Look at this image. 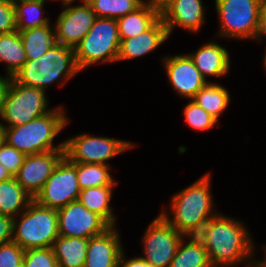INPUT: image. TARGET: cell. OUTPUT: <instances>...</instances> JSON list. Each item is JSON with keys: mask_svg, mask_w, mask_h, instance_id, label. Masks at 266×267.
<instances>
[{"mask_svg": "<svg viewBox=\"0 0 266 267\" xmlns=\"http://www.w3.org/2000/svg\"><path fill=\"white\" fill-rule=\"evenodd\" d=\"M11 80L12 77L8 74L6 75V77L0 76V113Z\"/></svg>", "mask_w": 266, "mask_h": 267, "instance_id": "obj_39", "label": "cell"}, {"mask_svg": "<svg viewBox=\"0 0 266 267\" xmlns=\"http://www.w3.org/2000/svg\"><path fill=\"white\" fill-rule=\"evenodd\" d=\"M266 37V11L262 8L260 12L259 28L255 40H262Z\"/></svg>", "mask_w": 266, "mask_h": 267, "instance_id": "obj_40", "label": "cell"}, {"mask_svg": "<svg viewBox=\"0 0 266 267\" xmlns=\"http://www.w3.org/2000/svg\"><path fill=\"white\" fill-rule=\"evenodd\" d=\"M162 61L167 81L181 98L192 100L208 82L188 54L168 55L163 57Z\"/></svg>", "mask_w": 266, "mask_h": 267, "instance_id": "obj_14", "label": "cell"}, {"mask_svg": "<svg viewBox=\"0 0 266 267\" xmlns=\"http://www.w3.org/2000/svg\"><path fill=\"white\" fill-rule=\"evenodd\" d=\"M24 252L14 241L0 244V267H22Z\"/></svg>", "mask_w": 266, "mask_h": 267, "instance_id": "obj_34", "label": "cell"}, {"mask_svg": "<svg viewBox=\"0 0 266 267\" xmlns=\"http://www.w3.org/2000/svg\"><path fill=\"white\" fill-rule=\"evenodd\" d=\"M58 237L57 210L42 206L34 199L13 219L12 241L24 250L52 247Z\"/></svg>", "mask_w": 266, "mask_h": 267, "instance_id": "obj_5", "label": "cell"}, {"mask_svg": "<svg viewBox=\"0 0 266 267\" xmlns=\"http://www.w3.org/2000/svg\"><path fill=\"white\" fill-rule=\"evenodd\" d=\"M44 0H13L17 31L48 25Z\"/></svg>", "mask_w": 266, "mask_h": 267, "instance_id": "obj_27", "label": "cell"}, {"mask_svg": "<svg viewBox=\"0 0 266 267\" xmlns=\"http://www.w3.org/2000/svg\"><path fill=\"white\" fill-rule=\"evenodd\" d=\"M160 12L146 4L117 19L120 39H128L148 30L159 18Z\"/></svg>", "mask_w": 266, "mask_h": 267, "instance_id": "obj_22", "label": "cell"}, {"mask_svg": "<svg viewBox=\"0 0 266 267\" xmlns=\"http://www.w3.org/2000/svg\"><path fill=\"white\" fill-rule=\"evenodd\" d=\"M120 241L116 226L89 238L84 267H118L124 251Z\"/></svg>", "mask_w": 266, "mask_h": 267, "instance_id": "obj_17", "label": "cell"}, {"mask_svg": "<svg viewBox=\"0 0 266 267\" xmlns=\"http://www.w3.org/2000/svg\"><path fill=\"white\" fill-rule=\"evenodd\" d=\"M98 18L119 19L143 4L142 0H86Z\"/></svg>", "mask_w": 266, "mask_h": 267, "instance_id": "obj_30", "label": "cell"}, {"mask_svg": "<svg viewBox=\"0 0 266 267\" xmlns=\"http://www.w3.org/2000/svg\"><path fill=\"white\" fill-rule=\"evenodd\" d=\"M79 195L77 164L64 156L34 200L42 206L58 210L78 200Z\"/></svg>", "mask_w": 266, "mask_h": 267, "instance_id": "obj_10", "label": "cell"}, {"mask_svg": "<svg viewBox=\"0 0 266 267\" xmlns=\"http://www.w3.org/2000/svg\"><path fill=\"white\" fill-rule=\"evenodd\" d=\"M33 199L17 182L15 176L0 182L1 215L14 219L27 208Z\"/></svg>", "mask_w": 266, "mask_h": 267, "instance_id": "obj_20", "label": "cell"}, {"mask_svg": "<svg viewBox=\"0 0 266 267\" xmlns=\"http://www.w3.org/2000/svg\"><path fill=\"white\" fill-rule=\"evenodd\" d=\"M49 111L46 91L22 85L12 78L2 104L0 118L5 124L1 125L3 128L22 125Z\"/></svg>", "mask_w": 266, "mask_h": 267, "instance_id": "obj_8", "label": "cell"}, {"mask_svg": "<svg viewBox=\"0 0 266 267\" xmlns=\"http://www.w3.org/2000/svg\"><path fill=\"white\" fill-rule=\"evenodd\" d=\"M22 267H58L52 247L28 249L24 252Z\"/></svg>", "mask_w": 266, "mask_h": 267, "instance_id": "obj_33", "label": "cell"}, {"mask_svg": "<svg viewBox=\"0 0 266 267\" xmlns=\"http://www.w3.org/2000/svg\"><path fill=\"white\" fill-rule=\"evenodd\" d=\"M88 239L59 236L52 245L58 267H84Z\"/></svg>", "mask_w": 266, "mask_h": 267, "instance_id": "obj_21", "label": "cell"}, {"mask_svg": "<svg viewBox=\"0 0 266 267\" xmlns=\"http://www.w3.org/2000/svg\"><path fill=\"white\" fill-rule=\"evenodd\" d=\"M245 267H258V266L253 262L252 264L247 265V266H245Z\"/></svg>", "mask_w": 266, "mask_h": 267, "instance_id": "obj_48", "label": "cell"}, {"mask_svg": "<svg viewBox=\"0 0 266 267\" xmlns=\"http://www.w3.org/2000/svg\"><path fill=\"white\" fill-rule=\"evenodd\" d=\"M13 176L11 173L0 163V182L8 180Z\"/></svg>", "mask_w": 266, "mask_h": 267, "instance_id": "obj_42", "label": "cell"}, {"mask_svg": "<svg viewBox=\"0 0 266 267\" xmlns=\"http://www.w3.org/2000/svg\"><path fill=\"white\" fill-rule=\"evenodd\" d=\"M188 55L206 81L208 76L221 78L229 73L231 64L229 52L217 42L205 43Z\"/></svg>", "mask_w": 266, "mask_h": 267, "instance_id": "obj_19", "label": "cell"}, {"mask_svg": "<svg viewBox=\"0 0 266 267\" xmlns=\"http://www.w3.org/2000/svg\"><path fill=\"white\" fill-rule=\"evenodd\" d=\"M202 4V0H172L160 13L169 36L176 26L192 33L199 32L206 11Z\"/></svg>", "mask_w": 266, "mask_h": 267, "instance_id": "obj_16", "label": "cell"}, {"mask_svg": "<svg viewBox=\"0 0 266 267\" xmlns=\"http://www.w3.org/2000/svg\"><path fill=\"white\" fill-rule=\"evenodd\" d=\"M262 8L266 11V0H262Z\"/></svg>", "mask_w": 266, "mask_h": 267, "instance_id": "obj_47", "label": "cell"}, {"mask_svg": "<svg viewBox=\"0 0 266 267\" xmlns=\"http://www.w3.org/2000/svg\"><path fill=\"white\" fill-rule=\"evenodd\" d=\"M5 142L4 140V129L1 125V122H0V146Z\"/></svg>", "mask_w": 266, "mask_h": 267, "instance_id": "obj_44", "label": "cell"}, {"mask_svg": "<svg viewBox=\"0 0 266 267\" xmlns=\"http://www.w3.org/2000/svg\"><path fill=\"white\" fill-rule=\"evenodd\" d=\"M118 267H146V261L140 257L126 259L124 251L121 253Z\"/></svg>", "mask_w": 266, "mask_h": 267, "instance_id": "obj_38", "label": "cell"}, {"mask_svg": "<svg viewBox=\"0 0 266 267\" xmlns=\"http://www.w3.org/2000/svg\"><path fill=\"white\" fill-rule=\"evenodd\" d=\"M17 31L13 0H0V34Z\"/></svg>", "mask_w": 266, "mask_h": 267, "instance_id": "obj_36", "label": "cell"}, {"mask_svg": "<svg viewBox=\"0 0 266 267\" xmlns=\"http://www.w3.org/2000/svg\"><path fill=\"white\" fill-rule=\"evenodd\" d=\"M214 3L220 19L218 37L255 39L262 0H215Z\"/></svg>", "mask_w": 266, "mask_h": 267, "instance_id": "obj_7", "label": "cell"}, {"mask_svg": "<svg viewBox=\"0 0 266 267\" xmlns=\"http://www.w3.org/2000/svg\"><path fill=\"white\" fill-rule=\"evenodd\" d=\"M184 107L185 120L188 126L195 129L196 131H208L213 128L216 124L219 127L220 122L212 118L203 108L196 104L193 100H189Z\"/></svg>", "mask_w": 266, "mask_h": 267, "instance_id": "obj_31", "label": "cell"}, {"mask_svg": "<svg viewBox=\"0 0 266 267\" xmlns=\"http://www.w3.org/2000/svg\"><path fill=\"white\" fill-rule=\"evenodd\" d=\"M210 177L211 175L207 173L190 186L172 195L169 207L173 218L167 214L169 212L165 208L161 210L160 215L181 234L190 226L216 214L213 209Z\"/></svg>", "mask_w": 266, "mask_h": 267, "instance_id": "obj_4", "label": "cell"}, {"mask_svg": "<svg viewBox=\"0 0 266 267\" xmlns=\"http://www.w3.org/2000/svg\"><path fill=\"white\" fill-rule=\"evenodd\" d=\"M241 222L223 214L214 221L205 247L213 267H235L243 262L247 266L254 262L255 245Z\"/></svg>", "mask_w": 266, "mask_h": 267, "instance_id": "obj_1", "label": "cell"}, {"mask_svg": "<svg viewBox=\"0 0 266 267\" xmlns=\"http://www.w3.org/2000/svg\"><path fill=\"white\" fill-rule=\"evenodd\" d=\"M59 236L84 238L103 234L111 226L98 214L88 210L79 200L57 210Z\"/></svg>", "mask_w": 266, "mask_h": 267, "instance_id": "obj_12", "label": "cell"}, {"mask_svg": "<svg viewBox=\"0 0 266 267\" xmlns=\"http://www.w3.org/2000/svg\"><path fill=\"white\" fill-rule=\"evenodd\" d=\"M263 250L266 254V245L263 247ZM254 263L258 266V267H266V255H265V258L264 260L262 261L261 259L257 260L256 258H254Z\"/></svg>", "mask_w": 266, "mask_h": 267, "instance_id": "obj_43", "label": "cell"}, {"mask_svg": "<svg viewBox=\"0 0 266 267\" xmlns=\"http://www.w3.org/2000/svg\"><path fill=\"white\" fill-rule=\"evenodd\" d=\"M144 4L157 9L160 13L172 0H142Z\"/></svg>", "mask_w": 266, "mask_h": 267, "instance_id": "obj_41", "label": "cell"}, {"mask_svg": "<svg viewBox=\"0 0 266 267\" xmlns=\"http://www.w3.org/2000/svg\"><path fill=\"white\" fill-rule=\"evenodd\" d=\"M218 212L194 226H190L187 230L182 233V237L185 239L189 238V243L195 246L205 248L208 244V232L212 229L214 221L220 216Z\"/></svg>", "mask_w": 266, "mask_h": 267, "instance_id": "obj_32", "label": "cell"}, {"mask_svg": "<svg viewBox=\"0 0 266 267\" xmlns=\"http://www.w3.org/2000/svg\"><path fill=\"white\" fill-rule=\"evenodd\" d=\"M263 65H264V68L266 71V52H265L264 57H263Z\"/></svg>", "mask_w": 266, "mask_h": 267, "instance_id": "obj_45", "label": "cell"}, {"mask_svg": "<svg viewBox=\"0 0 266 267\" xmlns=\"http://www.w3.org/2000/svg\"><path fill=\"white\" fill-rule=\"evenodd\" d=\"M81 1L78 5H72L74 1L63 5L65 9L58 15L54 25L56 42L73 49L88 33L97 18L86 0Z\"/></svg>", "mask_w": 266, "mask_h": 267, "instance_id": "obj_13", "label": "cell"}, {"mask_svg": "<svg viewBox=\"0 0 266 267\" xmlns=\"http://www.w3.org/2000/svg\"><path fill=\"white\" fill-rule=\"evenodd\" d=\"M182 238L169 267H213L206 248L186 243Z\"/></svg>", "mask_w": 266, "mask_h": 267, "instance_id": "obj_29", "label": "cell"}, {"mask_svg": "<svg viewBox=\"0 0 266 267\" xmlns=\"http://www.w3.org/2000/svg\"><path fill=\"white\" fill-rule=\"evenodd\" d=\"M111 167L102 164H77V179L80 190L90 187L116 185Z\"/></svg>", "mask_w": 266, "mask_h": 267, "instance_id": "obj_28", "label": "cell"}, {"mask_svg": "<svg viewBox=\"0 0 266 267\" xmlns=\"http://www.w3.org/2000/svg\"><path fill=\"white\" fill-rule=\"evenodd\" d=\"M142 238L144 255L141 257L149 265L169 267L183 237L180 232L158 214L148 225Z\"/></svg>", "mask_w": 266, "mask_h": 267, "instance_id": "obj_11", "label": "cell"}, {"mask_svg": "<svg viewBox=\"0 0 266 267\" xmlns=\"http://www.w3.org/2000/svg\"><path fill=\"white\" fill-rule=\"evenodd\" d=\"M136 146L131 141L80 134L64 141L65 156L76 164H102Z\"/></svg>", "mask_w": 266, "mask_h": 267, "instance_id": "obj_9", "label": "cell"}, {"mask_svg": "<svg viewBox=\"0 0 266 267\" xmlns=\"http://www.w3.org/2000/svg\"><path fill=\"white\" fill-rule=\"evenodd\" d=\"M26 61L19 31L0 34V63L6 65L7 74L13 77Z\"/></svg>", "mask_w": 266, "mask_h": 267, "instance_id": "obj_26", "label": "cell"}, {"mask_svg": "<svg viewBox=\"0 0 266 267\" xmlns=\"http://www.w3.org/2000/svg\"><path fill=\"white\" fill-rule=\"evenodd\" d=\"M51 25L48 24L19 31L27 60L41 57L56 43L55 27Z\"/></svg>", "mask_w": 266, "mask_h": 267, "instance_id": "obj_25", "label": "cell"}, {"mask_svg": "<svg viewBox=\"0 0 266 267\" xmlns=\"http://www.w3.org/2000/svg\"><path fill=\"white\" fill-rule=\"evenodd\" d=\"M229 91L219 83L208 81L192 99L217 122L230 104Z\"/></svg>", "mask_w": 266, "mask_h": 267, "instance_id": "obj_24", "label": "cell"}, {"mask_svg": "<svg viewBox=\"0 0 266 267\" xmlns=\"http://www.w3.org/2000/svg\"><path fill=\"white\" fill-rule=\"evenodd\" d=\"M64 156L65 151L26 155L15 178L21 187L35 198Z\"/></svg>", "mask_w": 266, "mask_h": 267, "instance_id": "obj_15", "label": "cell"}, {"mask_svg": "<svg viewBox=\"0 0 266 267\" xmlns=\"http://www.w3.org/2000/svg\"><path fill=\"white\" fill-rule=\"evenodd\" d=\"M26 155L4 142L0 146V163L15 176L23 165Z\"/></svg>", "mask_w": 266, "mask_h": 267, "instance_id": "obj_35", "label": "cell"}, {"mask_svg": "<svg viewBox=\"0 0 266 267\" xmlns=\"http://www.w3.org/2000/svg\"><path fill=\"white\" fill-rule=\"evenodd\" d=\"M46 2V0H44ZM53 1H57V0H53ZM70 1H74V0H62L61 3H63V5L67 4Z\"/></svg>", "mask_w": 266, "mask_h": 267, "instance_id": "obj_46", "label": "cell"}, {"mask_svg": "<svg viewBox=\"0 0 266 267\" xmlns=\"http://www.w3.org/2000/svg\"><path fill=\"white\" fill-rule=\"evenodd\" d=\"M13 218L0 214V244L12 241Z\"/></svg>", "mask_w": 266, "mask_h": 267, "instance_id": "obj_37", "label": "cell"}, {"mask_svg": "<svg viewBox=\"0 0 266 267\" xmlns=\"http://www.w3.org/2000/svg\"><path fill=\"white\" fill-rule=\"evenodd\" d=\"M61 106L51 109L48 113L25 124L4 129V140L25 155L48 151H65L64 141L54 146V138L70 122Z\"/></svg>", "mask_w": 266, "mask_h": 267, "instance_id": "obj_2", "label": "cell"}, {"mask_svg": "<svg viewBox=\"0 0 266 267\" xmlns=\"http://www.w3.org/2000/svg\"><path fill=\"white\" fill-rule=\"evenodd\" d=\"M79 72L74 49L56 42L41 57L27 60L12 78L22 85L46 91L50 84L60 79L62 86Z\"/></svg>", "mask_w": 266, "mask_h": 267, "instance_id": "obj_3", "label": "cell"}, {"mask_svg": "<svg viewBox=\"0 0 266 267\" xmlns=\"http://www.w3.org/2000/svg\"><path fill=\"white\" fill-rule=\"evenodd\" d=\"M120 41L117 20L97 17L74 48L78 69L82 71L94 64L117 62Z\"/></svg>", "mask_w": 266, "mask_h": 267, "instance_id": "obj_6", "label": "cell"}, {"mask_svg": "<svg viewBox=\"0 0 266 267\" xmlns=\"http://www.w3.org/2000/svg\"><path fill=\"white\" fill-rule=\"evenodd\" d=\"M114 186L116 185L82 189L78 199L88 210L101 216L110 226H116L114 210L112 206L110 207Z\"/></svg>", "mask_w": 266, "mask_h": 267, "instance_id": "obj_23", "label": "cell"}, {"mask_svg": "<svg viewBox=\"0 0 266 267\" xmlns=\"http://www.w3.org/2000/svg\"><path fill=\"white\" fill-rule=\"evenodd\" d=\"M146 267H155V266L149 265V264L146 262Z\"/></svg>", "mask_w": 266, "mask_h": 267, "instance_id": "obj_49", "label": "cell"}, {"mask_svg": "<svg viewBox=\"0 0 266 267\" xmlns=\"http://www.w3.org/2000/svg\"><path fill=\"white\" fill-rule=\"evenodd\" d=\"M169 38L168 30L160 17L148 30L137 36L120 39L117 61L131 60L154 51Z\"/></svg>", "mask_w": 266, "mask_h": 267, "instance_id": "obj_18", "label": "cell"}]
</instances>
